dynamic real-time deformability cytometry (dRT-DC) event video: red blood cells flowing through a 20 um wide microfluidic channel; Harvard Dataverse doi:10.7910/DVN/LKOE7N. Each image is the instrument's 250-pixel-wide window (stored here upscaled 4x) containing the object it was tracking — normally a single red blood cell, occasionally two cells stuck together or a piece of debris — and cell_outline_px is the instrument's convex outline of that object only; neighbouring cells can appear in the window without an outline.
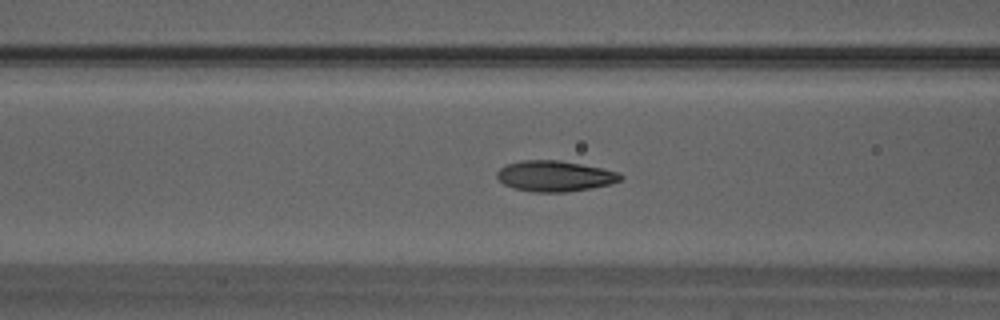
{"species": "Egyptian fruit bat (a non-hibernating species)", "species_latin": "Rousettus aegyptiacus", "temperature_condition": "warm", "stored_images_in_passage": 44, "camera_frame_rate_fps": 3000, "um_per_image_px": 0.085, "animal": {"sex": "male"}, "frame": {"image": 1, "passage_image": 19, "time_ms": 6.0, "image_size_px": [1000, 320], "cell_outline_px": [[624, 176], [620, 180], [612, 184], [592, 188], [564, 192], [532, 192], [512, 188], [504, 184], [496, 176], [496, 172], [500, 168], [508, 164], [520, 160], [560, 160], [620, 172]], "centroid_in_image_um": [47.16, 14.97], "position_along_channel_um": 119.4, "area_um2": 22.2}}
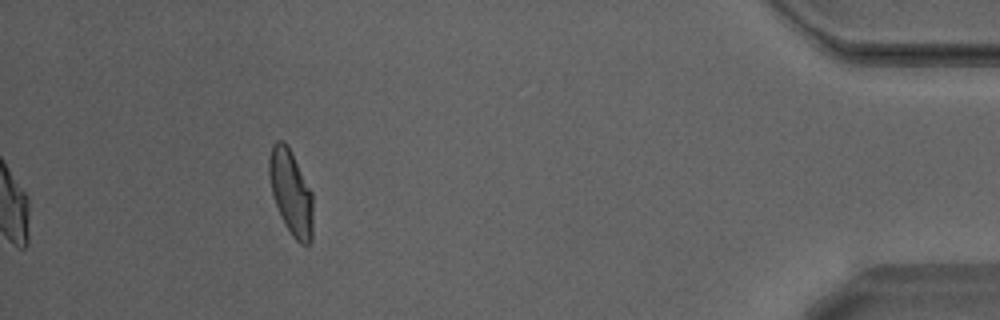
{"frame": {"image": 2, "passage_image": 44, "time_ms": 14.333, "image_size_px": [1000, 320], "cell_outline_px": [[312, 240], [308, 244], [300, 244], [292, 236], [284, 224], [276, 204], [272, 192], [268, 172], [268, 160], [272, 144], [276, 140], [280, 140], [288, 144], [312, 192]], "centroid_in_image_um": [24.72, 16.33], "position_along_channel_um": 410.5, "area_um2": 21.73}, "authors_computed_cell_mechanics": {"area_um2": 21.7039, "velocity_mm_per_s": 4.2231, "shape_relaxation_time_tau1_ms": 2.9575, "shape_relaxation_time_tau2_ms": 0.8942, "deformation_change_tau1": 0.1628, "deformation_change_tau2": 0.0668}}